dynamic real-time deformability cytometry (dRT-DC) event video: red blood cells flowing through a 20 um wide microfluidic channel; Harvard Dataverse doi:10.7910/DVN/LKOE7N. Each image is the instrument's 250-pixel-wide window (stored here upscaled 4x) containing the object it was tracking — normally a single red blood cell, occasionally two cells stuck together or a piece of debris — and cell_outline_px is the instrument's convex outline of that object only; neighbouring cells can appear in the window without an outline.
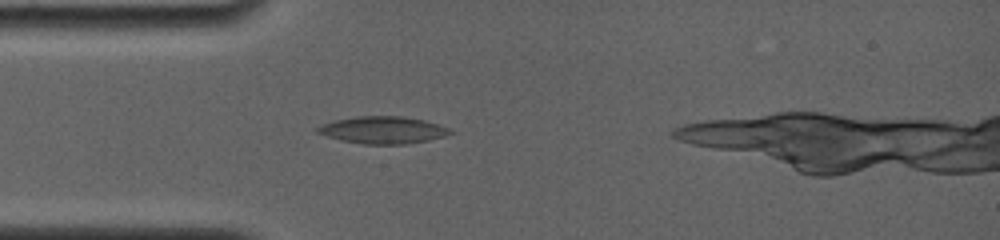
{"species": "common noctule bat (a hibernating species)", "species_latin": "Nyctalus noctula", "temperature_condition": "room temperature", "stored_images_in_passage": 4, "camera_frame_rate_fps": 4000, "um_per_image_px": 0.085, "animal": {"sex": "female", "body_mass_g": 19.0, "forearm_length_mm": 56.7}, "frame": {"image": 1, "passage_image": 4, "time_ms": 3.5, "image_size_px": [1000, 240], "cell_outline_px": [[452, 132], [444, 136], [428, 140], [408, 144], [364, 144], [340, 140], [316, 132], [316, 128], [320, 124], [336, 120], [356, 116], [400, 116], [424, 120], [448, 128]], "centroid_in_image_um": [32.5, 11.05], "position_along_channel_um": 52.5, "area_um2": 20.81}}